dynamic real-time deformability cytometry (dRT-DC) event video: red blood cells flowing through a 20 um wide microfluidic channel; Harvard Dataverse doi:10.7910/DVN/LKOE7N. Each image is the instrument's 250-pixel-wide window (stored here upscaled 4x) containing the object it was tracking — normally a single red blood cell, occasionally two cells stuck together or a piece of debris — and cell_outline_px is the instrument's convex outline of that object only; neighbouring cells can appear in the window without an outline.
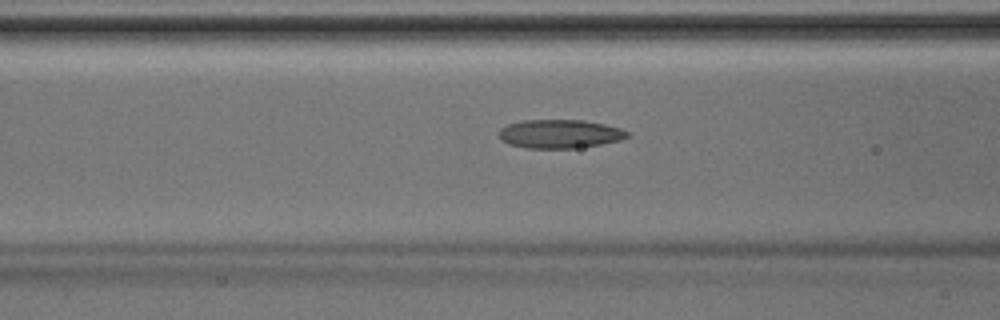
{"species": "Egyptian fruit bat (a non-hibernating species)", "species_latin": "Rousettus aegyptiacus", "temperature_condition": "room temperature", "stored_images_in_passage": 42, "camera_frame_rate_fps": 3000, "um_per_image_px": 0.085, "animal": {"sex": "male"}, "frame": {"image": 1, "passage_image": 16, "time_ms": 5.0, "image_size_px": [1000, 320], "cell_outline_px": [[628, 136], [620, 140], [600, 144], [572, 148], [524, 148], [508, 144], [500, 140], [500, 128], [508, 124], [524, 120], [580, 120], [604, 124], [620, 128], [628, 132]], "centroid_in_image_um": [47.54, 11.38], "position_along_channel_um": 119.1, "area_um2": 21.27}}
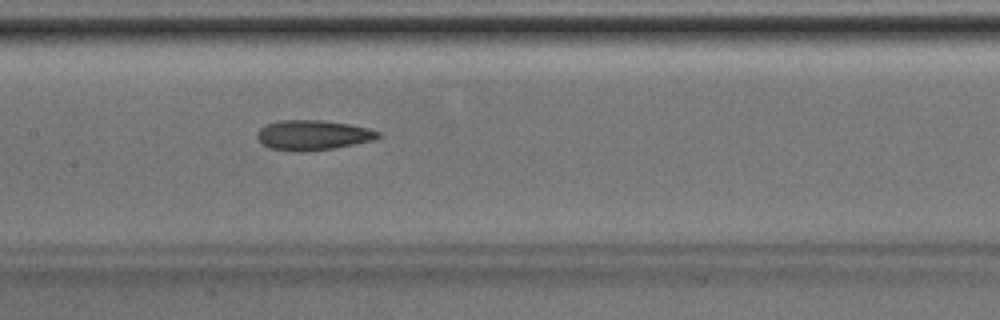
{"frame": {"image": 2, "passage_image": 20, "time_ms": 6.333, "image_size_px": [1000, 320], "cell_outline_px": [[384, 136], [376, 140], [336, 148], [304, 152], [292, 152], [268, 148], [260, 144], [256, 136], [256, 132], [264, 124], [276, 120], [320, 120], [348, 124], [368, 128], [380, 132]], "centroid_in_image_um": [26.57, 11.5], "position_along_channel_um": 180.8, "area_um2": 21.79}}
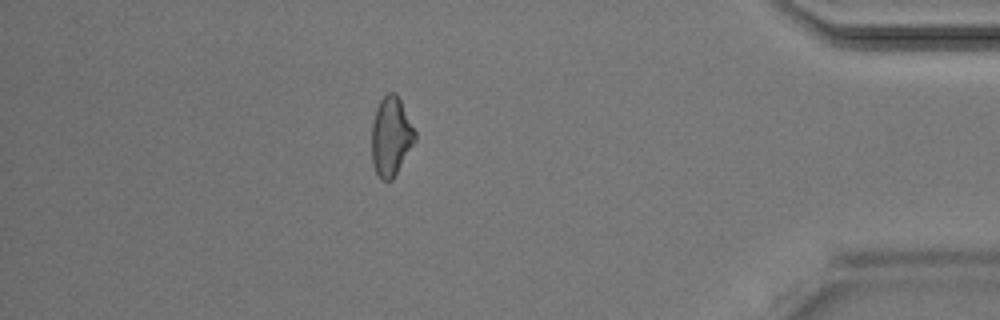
{"frame": {"image": 3, "passage_image": 37, "time_ms": 12.0, "image_size_px": [1000, 320], "cell_outline_px": [[416, 140], [392, 180], [380, 180], [372, 164], [372, 124], [376, 108], [380, 100], [388, 92], [396, 92], [416, 132]], "centroid_in_image_um": [33.23, 11.6], "position_along_channel_um": 402.0, "area_um2": 19.88}}